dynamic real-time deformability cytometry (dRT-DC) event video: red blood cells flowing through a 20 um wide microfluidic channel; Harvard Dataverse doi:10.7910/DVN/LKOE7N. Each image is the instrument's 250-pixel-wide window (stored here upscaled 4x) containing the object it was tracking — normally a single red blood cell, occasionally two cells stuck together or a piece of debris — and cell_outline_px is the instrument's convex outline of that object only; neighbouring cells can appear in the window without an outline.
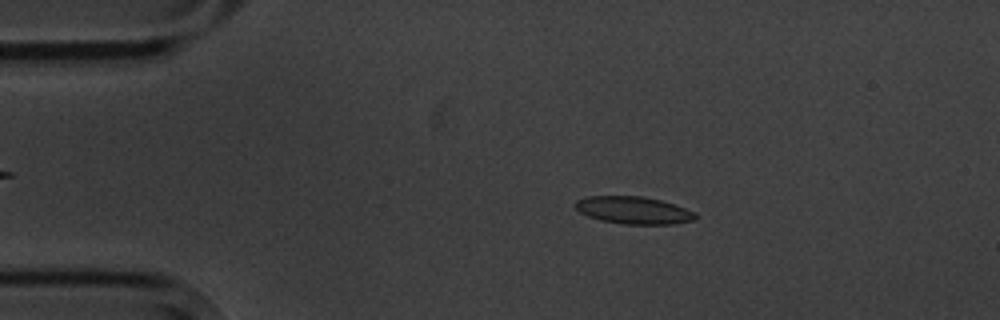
{"species": "common noctule bat (a hibernating species)", "species_latin": "Nyctalus noctula", "temperature_condition": "cold", "stored_images_in_passage": 8, "camera_frame_rate_fps": 3000, "um_per_image_px": 0.085, "animal": {"sex": "male", "body_mass_g": 20.1, "forearm_length_mm": 53.5}, "frame": {"image": 1, "passage_image": 1, "time_ms": 0.0, "image_size_px": [1000, 320], "cell_outline_px": [[696, 220], [672, 224], [624, 224], [600, 220], [588, 216], [580, 212], [572, 204], [576, 200], [588, 196], [644, 196], [660, 200], [696, 212]], "centroid_in_image_um": [53.83, 17.87], "position_along_channel_um": 31.2, "area_um2": 19.19}}
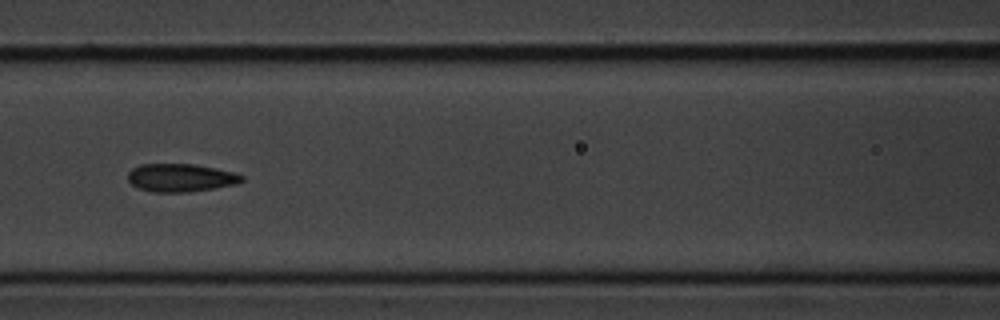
{"frame": {"image": 2, "passage_image": 5, "time_ms": 4.667, "image_size_px": [1000, 320], "cell_outline_px": [[244, 180], [236, 184], [216, 188], [188, 192], [152, 192], [140, 188], [132, 184], [128, 180], [128, 172], [132, 168], [140, 164], [192, 164], [216, 168], [232, 172], [244, 176]], "centroid_in_image_um": [15.36, 15.11], "position_along_channel_um": 151.2, "area_um2": 18.61}}
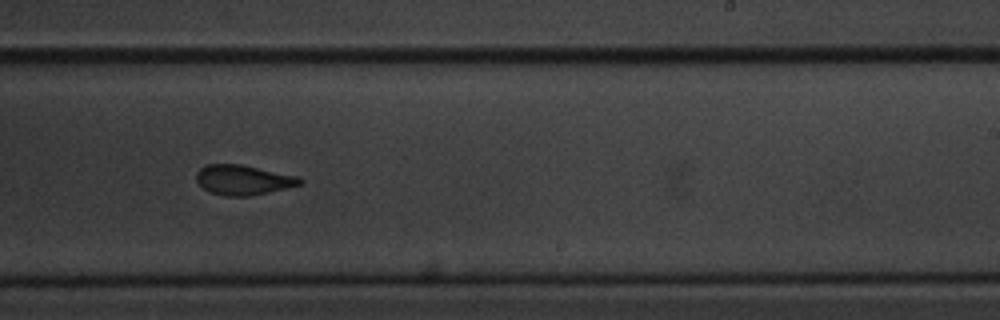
{"frame": {"image": 3, "passage_image": 8, "time_ms": 8.0, "image_size_px": [1000, 320], "cell_outline_px": [[304, 180], [300, 184], [252, 196], [224, 196], [208, 192], [196, 180], [196, 172], [204, 164], [240, 164], [296, 176]], "centroid_in_image_um": [20.61, 15.29], "position_along_channel_um": 268.4, "area_um2": 17.92}}